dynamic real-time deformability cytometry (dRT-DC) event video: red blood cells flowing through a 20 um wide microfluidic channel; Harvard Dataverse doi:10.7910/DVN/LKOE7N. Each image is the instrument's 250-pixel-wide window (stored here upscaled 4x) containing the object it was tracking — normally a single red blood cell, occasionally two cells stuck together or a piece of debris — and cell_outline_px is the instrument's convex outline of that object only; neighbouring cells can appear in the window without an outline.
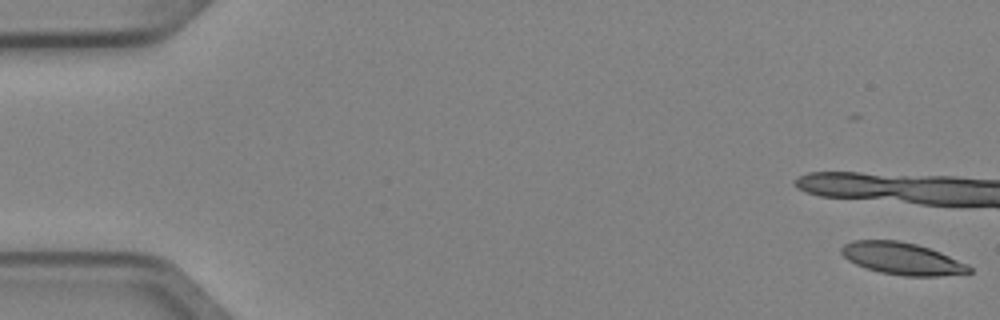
{"species": "Egyptian fruit bat (a non-hibernating species)", "species_latin": "Rousettus aegyptiacus", "temperature_condition": "cold", "stored_images_in_passage": 5, "camera_frame_rate_fps": 3000, "um_per_image_px": 0.085, "animal": {"sex": "female"}, "frame": {"image": 1, "passage_image": 1, "time_ms": 0.0, "image_size_px": [1000, 320], "cell_outline_px": [[972, 272], [940, 276], [904, 276], [880, 272], [856, 264], [848, 260], [840, 252], [840, 248], [844, 244], [852, 240], [896, 240], [916, 244], [940, 252], [968, 264], [972, 268]], "centroid_in_image_um": [76.68, 21.98], "position_along_channel_um": 8.3, "area_um2": 23.81}}